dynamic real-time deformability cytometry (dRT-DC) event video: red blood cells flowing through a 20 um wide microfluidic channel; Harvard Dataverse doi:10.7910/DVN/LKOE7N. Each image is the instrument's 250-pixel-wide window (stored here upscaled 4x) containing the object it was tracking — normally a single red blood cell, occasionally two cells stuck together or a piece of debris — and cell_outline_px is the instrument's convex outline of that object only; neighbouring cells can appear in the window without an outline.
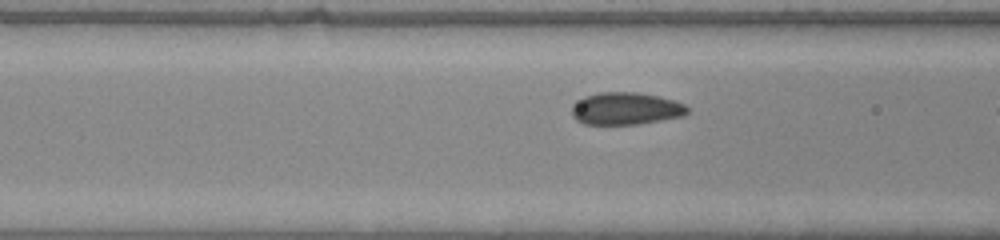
{"species": "common noctule bat (a hibernating species)", "species_latin": "Nyctalus noctula", "temperature_condition": "warm", "stored_images_in_passage": 8, "camera_frame_rate_fps": 3000, "um_per_image_px": 0.085, "animal": {"sex": "male", "body_mass_g": 20.0, "forearm_length_mm": 53.3}, "frame": {"image": 1, "passage_image": 7, "time_ms": 2.0, "image_size_px": [1000, 240], "cell_outline_px": [[688, 112], [684, 116], [636, 124], [584, 124], [576, 120], [572, 116], [572, 108], [584, 96], [600, 92], [636, 92], [660, 96], [684, 104], [688, 108]], "centroid_in_image_um": [53.2, 9.23], "position_along_channel_um": 113.4, "area_um2": 21.62}}